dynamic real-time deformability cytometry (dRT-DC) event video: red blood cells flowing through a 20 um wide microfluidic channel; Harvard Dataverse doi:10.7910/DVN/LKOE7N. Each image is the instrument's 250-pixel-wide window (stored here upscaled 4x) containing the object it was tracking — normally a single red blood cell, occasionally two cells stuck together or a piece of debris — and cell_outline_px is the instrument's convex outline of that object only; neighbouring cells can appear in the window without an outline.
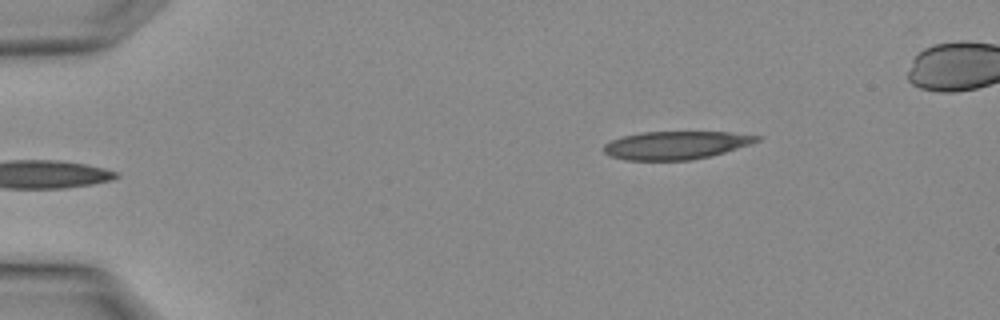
{"species": "Egyptian fruit bat (a non-hibernating species)", "species_latin": "Rousettus aegyptiacus", "temperature_condition": "warm", "stored_images_in_passage": 4, "camera_frame_rate_fps": 3000, "um_per_image_px": 0.085, "animal": {"sex": "female"}, "frame": {"image": 1, "passage_image": 4, "time_ms": 1.0, "image_size_px": [1000, 320], "cell_outline_px": [[764, 136], [760, 140], [724, 152], [692, 160], [624, 160], [612, 156], [604, 152], [604, 144], [612, 140], [624, 136], [644, 132], [732, 132]], "centroid_in_image_um": [57.47, 12.33], "position_along_channel_um": 27.5, "area_um2": 24.8}}